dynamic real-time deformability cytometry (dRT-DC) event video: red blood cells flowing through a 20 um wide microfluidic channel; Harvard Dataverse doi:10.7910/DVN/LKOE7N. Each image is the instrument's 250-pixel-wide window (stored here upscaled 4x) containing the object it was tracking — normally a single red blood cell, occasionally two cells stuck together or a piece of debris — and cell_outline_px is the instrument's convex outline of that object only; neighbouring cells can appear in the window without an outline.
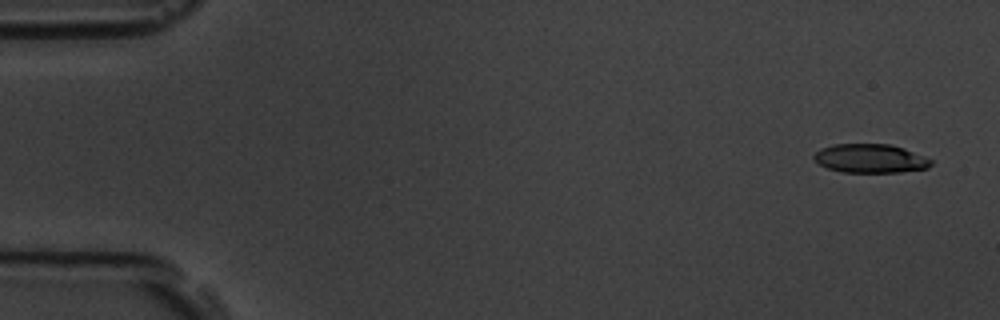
{"species": "common noctule bat (a hibernating species)", "species_latin": "Nyctalus noctula", "temperature_condition": "room temperature", "stored_images_in_passage": 4, "camera_frame_rate_fps": 3000, "um_per_image_px": 0.085, "animal": {"sex": "male", "body_mass_g": 19.5, "forearm_length_mm": 54.6}, "frame": {"image": 1, "passage_image": 1, "time_ms": 0.0, "image_size_px": [1000, 320], "cell_outline_px": [[932, 164], [928, 168], [900, 172], [840, 172], [828, 168], [820, 164], [812, 156], [820, 148], [832, 144], [892, 144], [904, 148], [924, 156], [932, 160]], "centroid_in_image_um": [73.98, 13.46], "position_along_channel_um": 11.0, "area_um2": 19.71}}
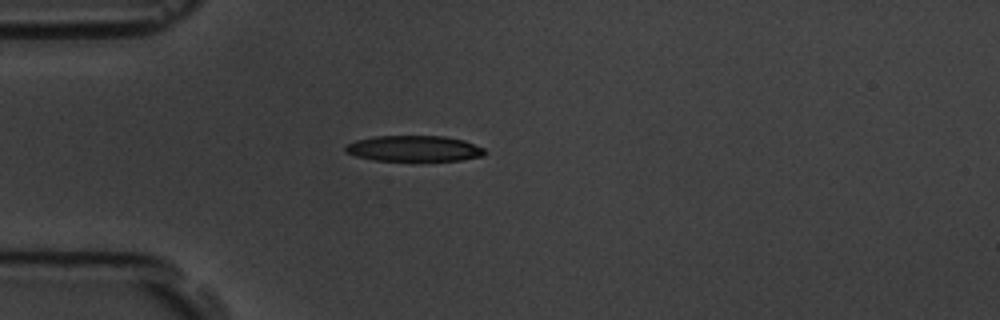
{"frame": {"image": 2, "passage_image": 4, "time_ms": 4.333, "image_size_px": [1000, 320], "cell_outline_px": [[488, 152], [484, 156], [460, 160], [372, 160], [356, 156], [344, 152], [344, 144], [356, 140], [376, 136], [444, 136], [464, 140], [484, 148]], "centroid_in_image_um": [35.18, 12.62], "position_along_channel_um": 49.8, "area_um2": 21.04}}